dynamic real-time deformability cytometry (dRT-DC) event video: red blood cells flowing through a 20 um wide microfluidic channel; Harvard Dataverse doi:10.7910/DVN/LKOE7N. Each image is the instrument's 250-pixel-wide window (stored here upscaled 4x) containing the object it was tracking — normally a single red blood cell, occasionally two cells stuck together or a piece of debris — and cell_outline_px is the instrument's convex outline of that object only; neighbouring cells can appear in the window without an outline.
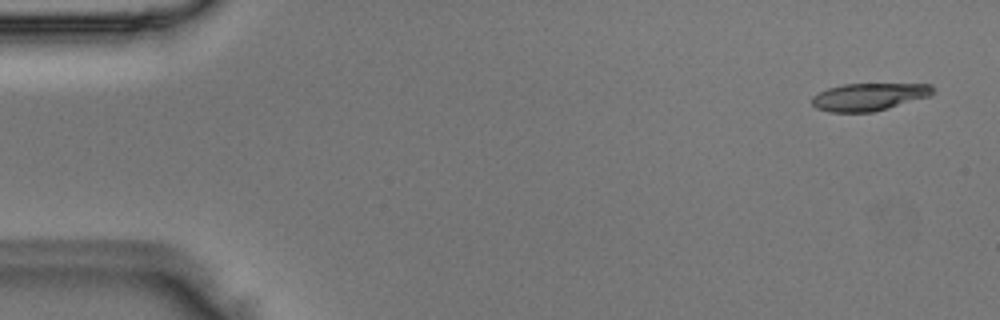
{"species": "Egyptian fruit bat (a non-hibernating species)", "species_latin": "Rousettus aegyptiacus", "temperature_condition": "room temperature", "stored_images_in_passage": 4, "camera_frame_rate_fps": 3000, "um_per_image_px": 0.085, "animal": {"sex": "male"}, "frame": {"image": 1, "passage_image": 1, "time_ms": 0.0, "image_size_px": [1000, 320], "cell_outline_px": [[936, 92], [928, 96], [888, 108], [872, 112], [828, 112], [816, 108], [812, 104], [812, 96], [828, 88], [844, 84], [932, 84], [936, 88]], "centroid_in_image_um": [73.87, 8.23], "position_along_channel_um": 11.1, "area_um2": 19.36}}
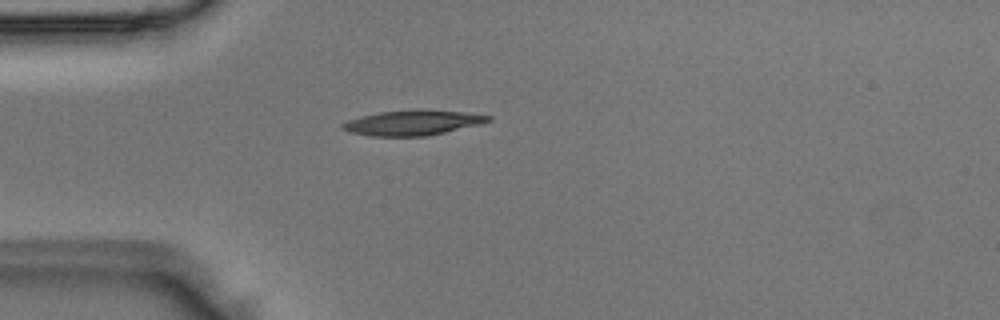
{"frame": {"image": 2, "passage_image": 4, "time_ms": 1.0, "image_size_px": [1000, 320], "cell_outline_px": [[492, 120], [480, 124], [444, 132], [424, 136], [372, 136], [348, 132], [340, 128], [340, 124], [348, 120], [360, 116], [380, 112], [464, 112], [492, 116]], "centroid_in_image_um": [35.0, 10.47], "position_along_channel_um": 50.0, "area_um2": 20.29}}